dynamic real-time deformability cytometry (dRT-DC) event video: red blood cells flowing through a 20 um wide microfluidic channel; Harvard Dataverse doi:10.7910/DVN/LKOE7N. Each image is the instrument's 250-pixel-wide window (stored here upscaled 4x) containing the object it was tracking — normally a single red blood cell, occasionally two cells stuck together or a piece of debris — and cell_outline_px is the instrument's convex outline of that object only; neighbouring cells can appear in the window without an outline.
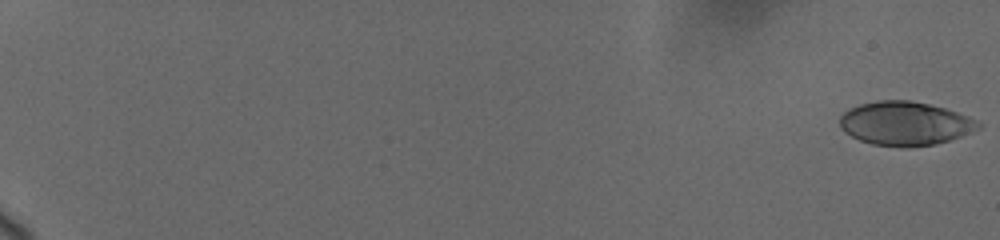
{"species": "human", "species_latin": "Homo sapiens", "temperature_condition": "cold", "stored_images_in_passage": 6, "camera_frame_rate_fps": 3000, "um_per_image_px": 0.085, "donor": {"sex": "female"}, "frame": {"image": 1, "passage_image": 1, "time_ms": 0.0, "image_size_px": [1000, 240], "cell_outline_px": [[980, 128], [972, 132], [936, 144], [908, 148], [904, 148], [872, 144], [860, 140], [844, 132], [840, 128], [840, 116], [844, 112], [860, 104], [876, 100], [908, 100], [928, 104], [944, 108], [968, 116], [976, 120], [980, 124]], "centroid_in_image_um": [76.91, 10.51], "position_along_channel_um": 8.1, "area_um2": 35.32}}